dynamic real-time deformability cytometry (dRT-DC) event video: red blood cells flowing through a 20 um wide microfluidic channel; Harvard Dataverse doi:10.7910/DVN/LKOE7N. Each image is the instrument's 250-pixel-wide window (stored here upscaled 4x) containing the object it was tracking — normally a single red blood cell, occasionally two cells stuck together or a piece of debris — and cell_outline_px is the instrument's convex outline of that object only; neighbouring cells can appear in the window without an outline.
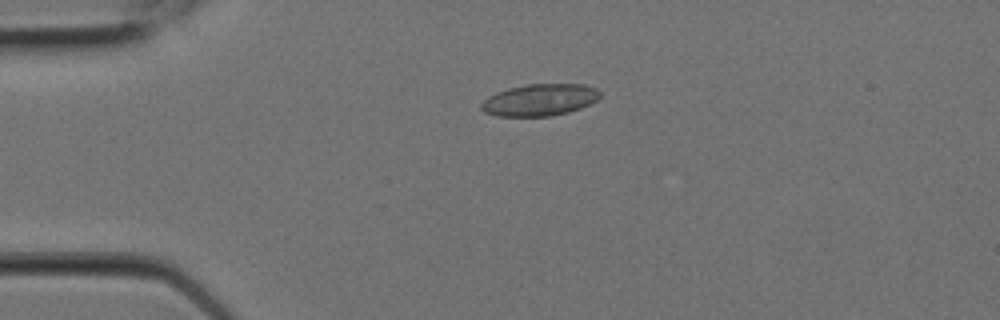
{"species": "Egyptian fruit bat (a non-hibernating species)", "species_latin": "Rousettus aegyptiacus", "temperature_condition": "room temperature", "stored_images_in_passage": 4, "camera_frame_rate_fps": 3000, "um_per_image_px": 0.085, "animal": {"sex": "female"}, "frame": {"image": 1, "passage_image": 3, "time_ms": 0.667, "image_size_px": [1000, 320], "cell_outline_px": [[600, 96], [596, 100], [580, 108], [568, 112], [552, 116], [496, 116], [484, 112], [480, 108], [480, 104], [488, 96], [496, 92], [508, 88], [528, 84], [584, 84], [596, 88], [600, 92]], "centroid_in_image_um": [45.85, 8.49], "position_along_channel_um": 39.2, "area_um2": 22.08}}